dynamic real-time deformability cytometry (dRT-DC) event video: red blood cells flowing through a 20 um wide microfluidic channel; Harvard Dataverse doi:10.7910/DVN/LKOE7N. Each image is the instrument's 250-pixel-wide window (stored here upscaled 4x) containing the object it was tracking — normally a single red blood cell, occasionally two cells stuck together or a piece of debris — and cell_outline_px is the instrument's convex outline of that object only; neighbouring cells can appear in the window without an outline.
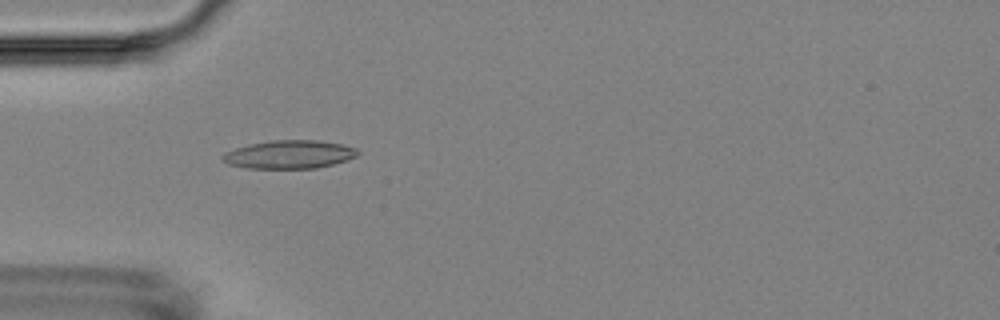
{"species": "Egyptian fruit bat (a non-hibernating species)", "species_latin": "Rousettus aegyptiacus", "temperature_condition": "room temperature", "stored_images_in_passage": 9, "camera_frame_rate_fps": 3000, "um_per_image_px": 0.085, "animal": {"sex": "female"}, "frame": {"image": 1, "passage_image": 4, "time_ms": 4.333, "image_size_px": [1000, 320], "cell_outline_px": [[360, 152], [356, 156], [332, 164], [316, 168], [244, 168], [228, 164], [220, 156], [224, 152], [248, 144], [272, 140], [316, 140], [340, 144], [356, 148]], "centroid_in_image_um": [24.54, 13.12], "position_along_channel_um": 60.5, "area_um2": 22.14}}
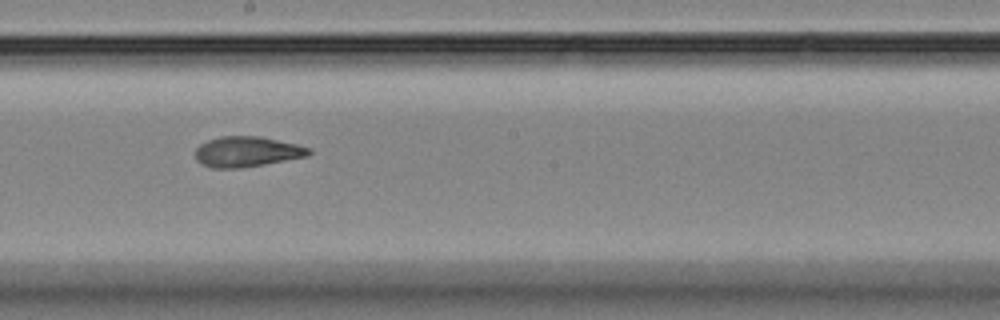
{"frame": {"image": 2, "passage_image": 8, "time_ms": 9.0, "image_size_px": [1000, 320], "cell_outline_px": [[312, 152], [308, 156], [264, 164], [240, 168], [208, 168], [200, 164], [196, 160], [196, 148], [200, 144], [208, 140], [220, 136], [260, 136], [296, 144], [312, 148]], "centroid_in_image_um": [20.97, 12.9], "position_along_channel_um": 227.2, "area_um2": 20.23}}
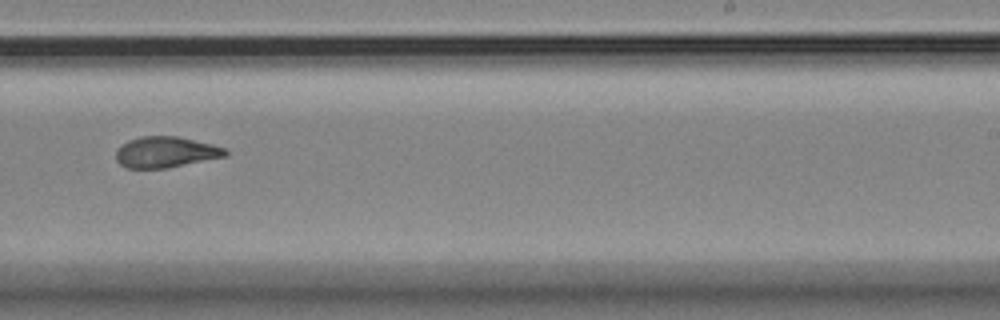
{"frame": {"image": 3, "passage_image": 9, "time_ms": 10.333, "image_size_px": [1000, 320], "cell_outline_px": [[228, 156], [168, 168], [124, 168], [116, 160], [116, 148], [120, 144], [128, 140], [140, 136], [176, 136], [212, 144], [224, 148], [228, 152]], "centroid_in_image_um": [14.05, 12.93], "position_along_channel_um": 274.9, "area_um2": 19.94}}